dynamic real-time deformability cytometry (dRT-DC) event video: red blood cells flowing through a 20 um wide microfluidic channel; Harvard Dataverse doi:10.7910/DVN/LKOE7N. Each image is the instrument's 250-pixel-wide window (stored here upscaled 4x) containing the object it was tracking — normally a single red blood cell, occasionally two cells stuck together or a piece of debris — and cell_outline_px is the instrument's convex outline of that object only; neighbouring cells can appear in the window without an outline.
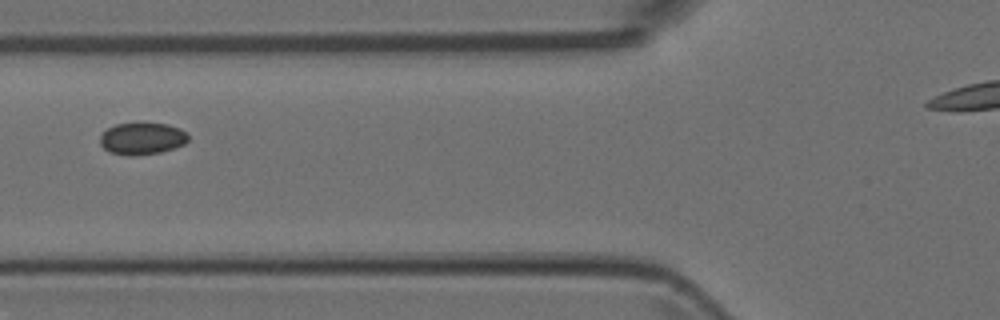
{"species": "Egyptian fruit bat (a non-hibernating species)", "species_latin": "Rousettus aegyptiacus", "temperature_condition": "room temperature", "stored_images_in_passage": 3, "camera_frame_rate_fps": 3000, "um_per_image_px": 0.085, "animal": {"sex": "female"}, "frame": {"image": 1, "passage_image": 2, "time_ms": 0.333, "image_size_px": [1000, 320], "cell_outline_px": [[188, 140], [184, 144], [160, 152], [132, 156], [128, 156], [108, 152], [100, 144], [100, 132], [116, 124], [140, 120], [168, 124], [180, 128], [188, 132]], "centroid_in_image_um": [12.05, 11.73], "position_along_channel_um": 113.7, "area_um2": 17.17}}
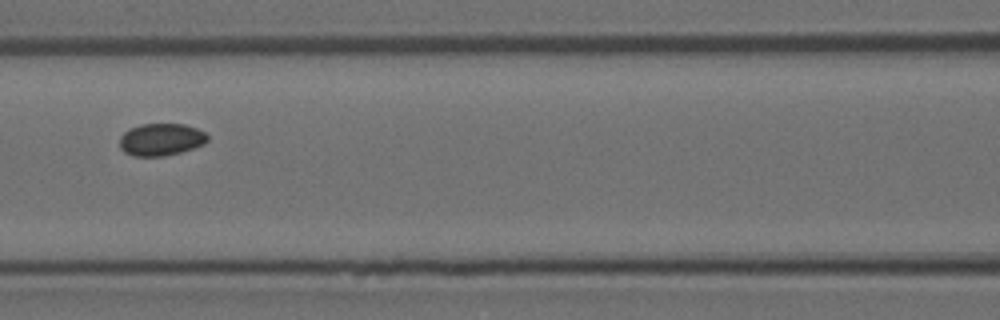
{"frame": {"image": 2, "passage_image": 3, "time_ms": 0.667, "image_size_px": [1000, 320], "cell_outline_px": [[208, 140], [204, 144], [180, 152], [164, 156], [132, 156], [124, 152], [120, 148], [120, 136], [124, 132], [140, 124], [184, 124], [196, 128], [204, 132], [208, 136]], "centroid_in_image_um": [13.68, 11.86], "position_along_channel_um": 152.9, "area_um2": 16.47}}